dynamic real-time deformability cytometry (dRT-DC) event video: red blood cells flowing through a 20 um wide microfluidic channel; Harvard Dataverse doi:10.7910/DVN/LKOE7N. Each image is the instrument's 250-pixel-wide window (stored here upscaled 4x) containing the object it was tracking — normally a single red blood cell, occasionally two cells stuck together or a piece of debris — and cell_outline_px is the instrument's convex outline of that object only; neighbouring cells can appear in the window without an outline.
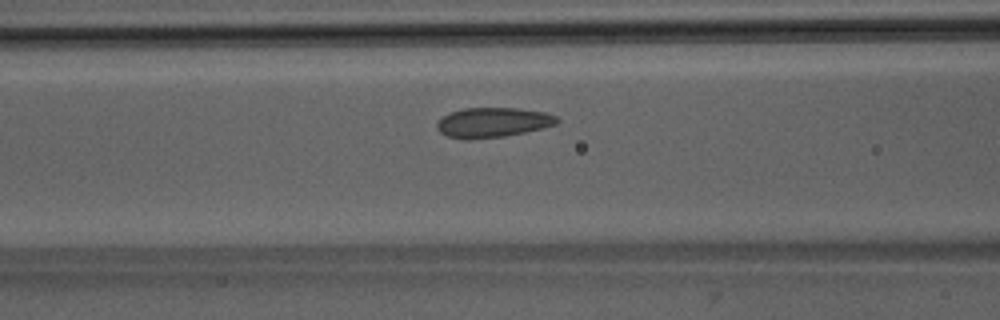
{"species": "Egyptian fruit bat (a non-hibernating species)", "species_latin": "Rousettus aegyptiacus", "temperature_condition": "room temperature", "stored_images_in_passage": 34, "camera_frame_rate_fps": 3000, "um_per_image_px": 0.085, "animal": {"sex": "male"}, "frame": {"image": 1, "passage_image": 6, "time_ms": 1.667, "image_size_px": [1000, 320], "cell_outline_px": [[560, 120], [556, 124], [544, 128], [504, 136], [468, 140], [448, 136], [440, 132], [436, 128], [436, 124], [448, 112], [464, 108], [516, 108], [544, 112], [556, 116]], "centroid_in_image_um": [41.88, 10.41], "position_along_channel_um": 124.7, "area_um2": 20.87}}
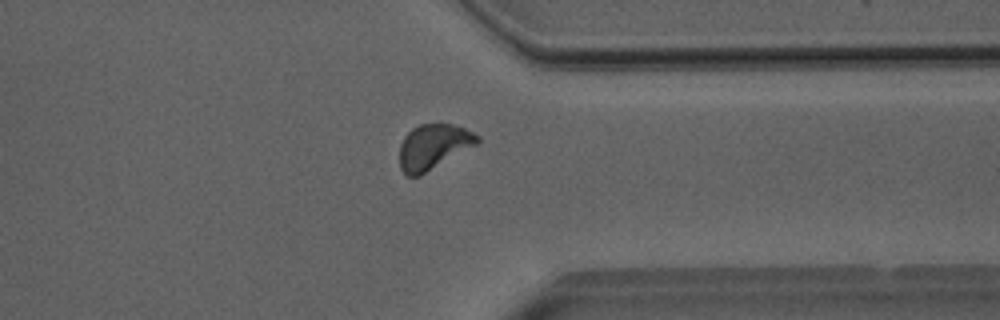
{"frame": {"image": 2, "passage_image": 25, "time_ms": 8.0, "image_size_px": [1000, 320], "cell_outline_px": [[480, 144], [420, 176], [408, 176], [400, 168], [400, 144], [404, 136], [412, 128], [420, 124], [440, 120], [464, 128], [480, 136]], "centroid_in_image_um": [36.88, 12.43], "position_along_channel_um": 374.5, "area_um2": 21.21}}
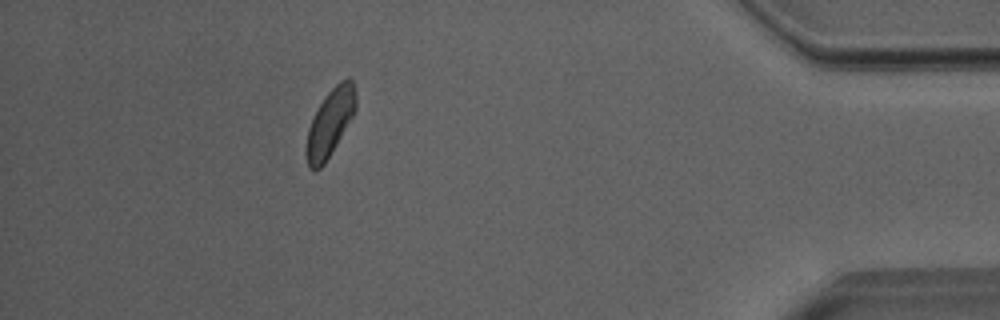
{"frame": {"image": 3, "passage_image": 31, "time_ms": 10.0, "image_size_px": [1000, 320], "cell_outline_px": [[356, 108], [352, 116], [336, 144], [324, 164], [320, 168], [308, 168], [308, 128], [312, 116], [324, 96], [340, 80], [348, 76], [352, 80], [356, 96]], "centroid_in_image_um": [28.08, 10.34], "position_along_channel_um": 407.1, "area_um2": 18.79}}